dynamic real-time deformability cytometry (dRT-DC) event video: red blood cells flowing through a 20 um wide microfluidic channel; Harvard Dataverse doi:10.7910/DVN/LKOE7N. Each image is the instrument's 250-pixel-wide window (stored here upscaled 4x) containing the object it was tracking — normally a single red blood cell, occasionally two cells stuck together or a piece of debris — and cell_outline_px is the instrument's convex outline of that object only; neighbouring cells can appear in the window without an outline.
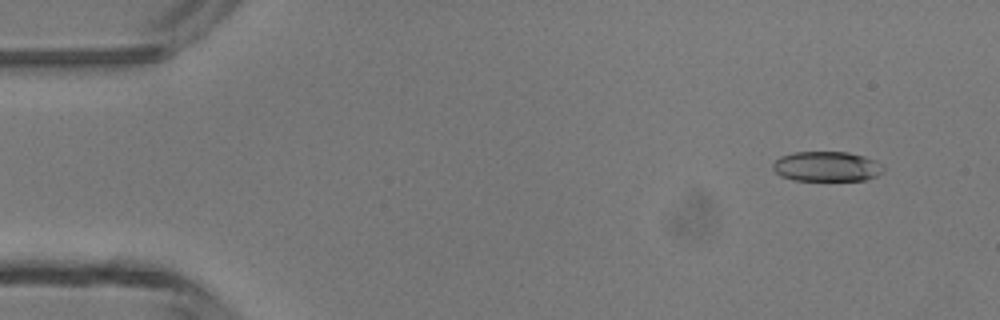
{"species": "common noctule bat (a hibernating species)", "species_latin": "Nyctalus noctula", "temperature_condition": "room temperature", "stored_images_in_passage": 4, "camera_frame_rate_fps": 3000, "um_per_image_px": 0.085, "animal": {"sex": "male", "body_mass_g": 13.3}, "frame": {"image": 1, "passage_image": 1, "time_ms": 0.0, "image_size_px": [1000, 320], "cell_outline_px": [[884, 172], [876, 176], [864, 180], [792, 180], [780, 176], [772, 168], [772, 164], [780, 156], [796, 152], [848, 152], [864, 156], [876, 160], [884, 168]], "centroid_in_image_um": [70.27, 14.15], "position_along_channel_um": 14.7, "area_um2": 19.36}}
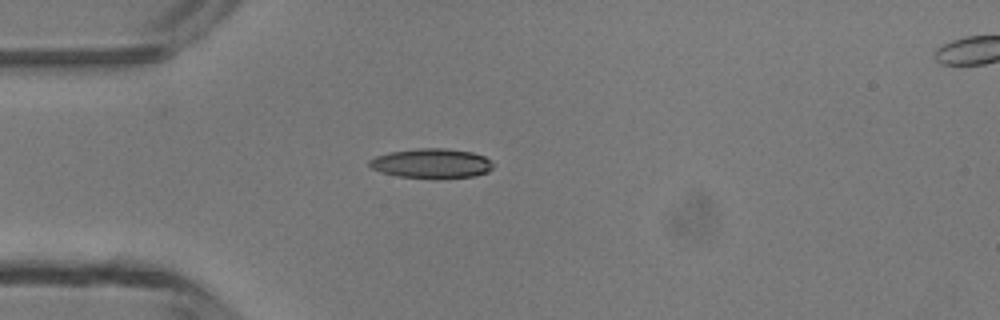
{"frame": {"image": 2, "passage_image": 3, "time_ms": 3.0, "image_size_px": [1000, 320], "cell_outline_px": [[492, 168], [488, 172], [476, 176], [440, 180], [432, 180], [396, 176], [380, 172], [372, 168], [368, 164], [368, 160], [376, 156], [388, 152], [416, 148], [448, 148], [472, 152], [484, 156], [492, 164]], "centroid_in_image_um": [36.66, 13.92], "position_along_channel_um": 48.3, "area_um2": 22.08}}